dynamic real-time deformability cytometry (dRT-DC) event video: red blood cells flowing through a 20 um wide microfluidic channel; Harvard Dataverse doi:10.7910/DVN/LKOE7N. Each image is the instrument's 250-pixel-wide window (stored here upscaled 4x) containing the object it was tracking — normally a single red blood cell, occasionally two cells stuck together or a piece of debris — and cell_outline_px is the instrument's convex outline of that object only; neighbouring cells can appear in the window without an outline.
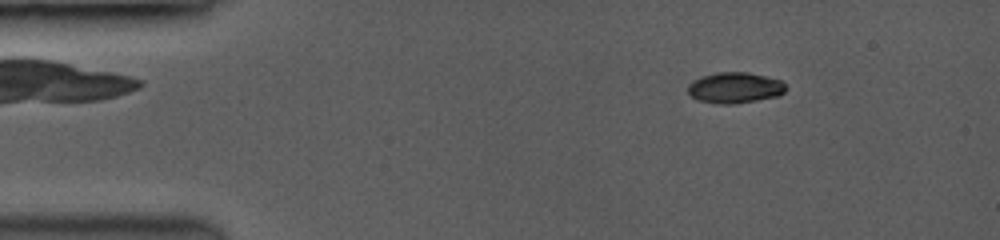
{"species": "common noctule bat (a hibernating species)", "species_latin": "Nyctalus noctula", "temperature_condition": "room temperature", "stored_images_in_passage": 9, "camera_frame_rate_fps": 3500, "um_per_image_px": 0.085, "animal": {"sex": "female", "body_mass_g": 19.0, "forearm_length_mm": 53.3}, "frame": {"image": 1, "passage_image": 1, "time_ms": 0.0, "image_size_px": [1000, 240], "cell_outline_px": [[788, 88], [780, 96], [736, 104], [716, 104], [696, 100], [688, 92], [688, 84], [704, 76], [720, 72], [744, 72], [764, 76], [780, 80]], "centroid_in_image_um": [62.49, 7.48], "position_along_channel_um": 22.5, "area_um2": 17.57}}
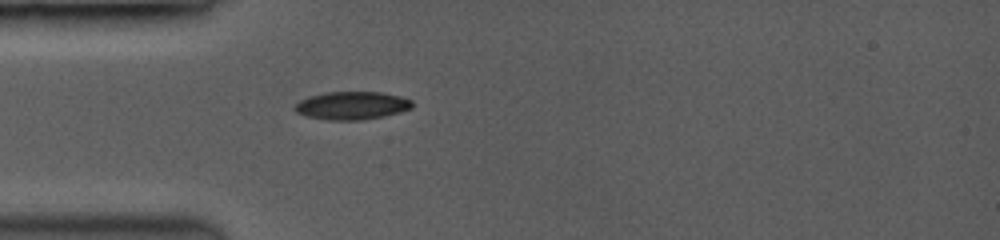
{"frame": {"image": 2, "passage_image": 4, "time_ms": 2.571, "image_size_px": [1000, 240], "cell_outline_px": [[412, 108], [400, 112], [384, 116], [360, 120], [328, 120], [304, 116], [296, 112], [296, 104], [300, 100], [312, 96], [328, 92], [380, 92], [412, 100]], "centroid_in_image_um": [29.91, 8.98], "position_along_channel_um": 55.1, "area_um2": 18.9}}
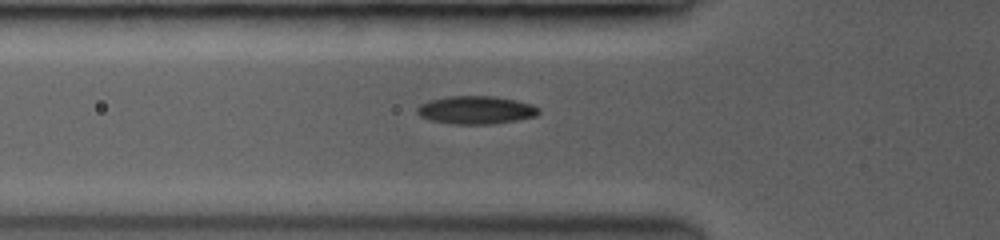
{"frame": {"image": 3, "passage_image": 6, "time_ms": 3.429, "image_size_px": [1000, 240], "cell_outline_px": [[540, 112], [536, 116], [516, 120], [492, 124], [448, 124], [428, 120], [420, 116], [416, 112], [416, 108], [420, 104], [432, 100], [452, 96], [492, 96], [516, 100], [532, 104]], "centroid_in_image_um": [40.42, 9.36], "position_along_channel_um": 85.4, "area_um2": 19.83}}